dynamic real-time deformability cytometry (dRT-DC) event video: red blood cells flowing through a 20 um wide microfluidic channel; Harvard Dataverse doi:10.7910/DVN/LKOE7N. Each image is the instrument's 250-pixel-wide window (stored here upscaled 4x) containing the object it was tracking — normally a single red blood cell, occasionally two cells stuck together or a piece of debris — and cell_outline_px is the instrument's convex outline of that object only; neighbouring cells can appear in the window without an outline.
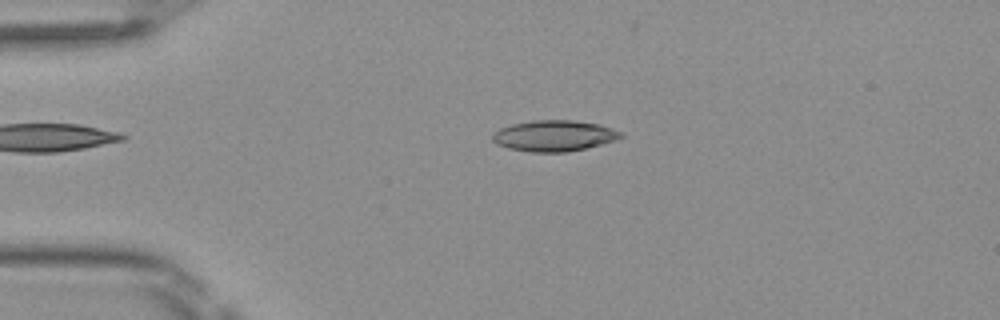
{"species": "Egyptian fruit bat (a non-hibernating species)", "species_latin": "Rousettus aegyptiacus", "temperature_condition": "room temperature", "stored_images_in_passage": 48, "camera_frame_rate_fps": 3000, "um_per_image_px": 0.085, "frame": {"image": 1, "passage_image": 10, "time_ms": 3.0, "image_size_px": [1000, 320], "cell_outline_px": [[624, 136], [616, 140], [568, 152], [532, 152], [508, 148], [496, 144], [492, 140], [492, 132], [500, 128], [512, 124], [532, 120], [572, 120], [600, 124], [612, 128], [620, 132]], "centroid_in_image_um": [47.07, 11.53], "position_along_channel_um": 37.9, "area_um2": 23.18}}
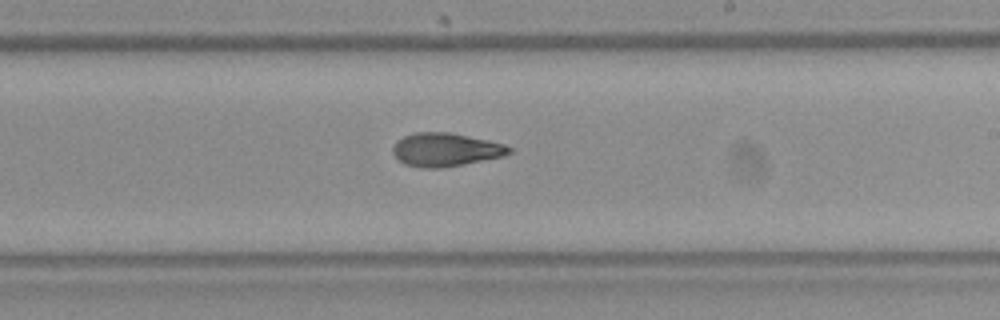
{"frame": {"image": 2, "passage_image": 28, "time_ms": 9.0, "image_size_px": [1000, 320], "cell_outline_px": [[512, 152], [504, 156], [444, 168], [420, 168], [404, 164], [392, 152], [392, 148], [396, 140], [404, 136], [416, 132], [448, 132], [488, 140], [504, 144], [512, 148]], "centroid_in_image_um": [37.87, 12.73], "position_along_channel_um": 251.1, "area_um2": 22.72}}
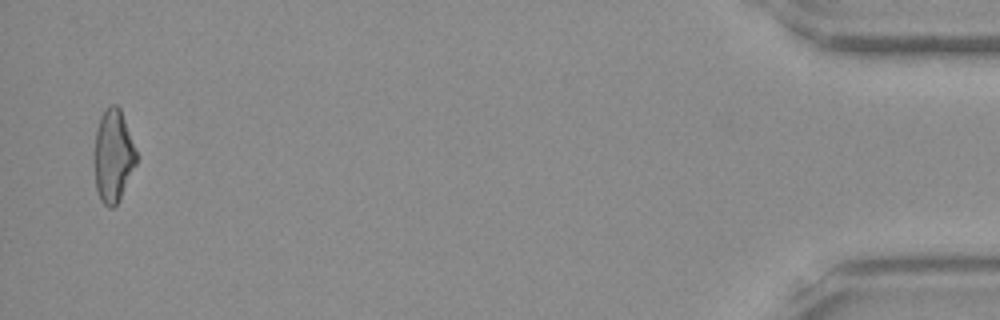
{"frame": {"image": 3, "passage_image": 47, "time_ms": 15.333, "image_size_px": [1000, 320], "cell_outline_px": [[136, 164], [116, 204], [112, 208], [108, 208], [100, 200], [96, 188], [92, 164], [92, 152], [96, 128], [100, 116], [104, 108], [112, 104], [116, 104], [120, 108], [136, 152]], "centroid_in_image_um": [9.54, 13.22], "position_along_channel_um": 425.7, "area_um2": 23.0}, "authors_computed_cell_mechanics": {"area_um2": 22.7154, "velocity_mm_per_s": 4.1139, "shape_relaxation_time_tau1_ms": 9.422, "shape_relaxation_time_tau2_ms": 3.0307, "deformation_change_tau1": 0.2638, "deformation_change_tau2": 0.0959}}